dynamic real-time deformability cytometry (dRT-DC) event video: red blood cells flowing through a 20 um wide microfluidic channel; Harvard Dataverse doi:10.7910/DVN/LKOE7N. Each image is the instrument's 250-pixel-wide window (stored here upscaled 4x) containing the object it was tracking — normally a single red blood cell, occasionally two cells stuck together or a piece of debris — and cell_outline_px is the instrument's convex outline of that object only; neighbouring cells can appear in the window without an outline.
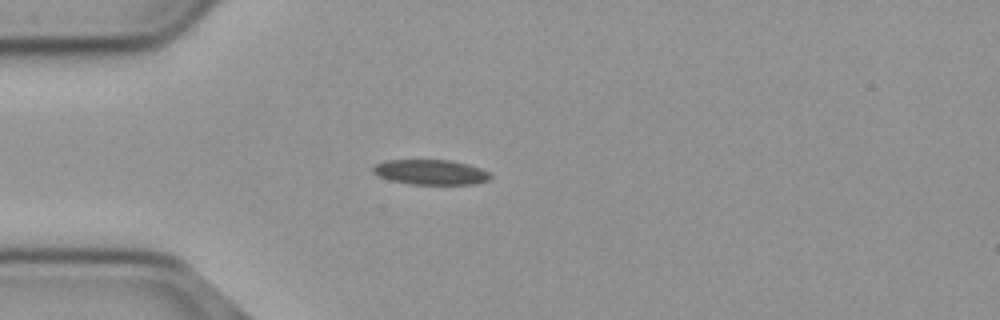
{"species": "common noctule bat (a hibernating species)", "species_latin": "Nyctalus noctula", "temperature_condition": "cold", "stored_images_in_passage": 41, "camera_frame_rate_fps": 3000, "um_per_image_px": 0.085, "animal": {"sex": "male", "body_mass_g": 23.1, "forearm_length_mm": 52.7}, "frame": {"image": 1, "passage_image": 1, "time_ms": 0.0, "image_size_px": [1000, 320], "cell_outline_px": [[492, 176], [488, 180], [472, 184], [408, 184], [376, 176], [372, 172], [372, 168], [376, 164], [384, 160], [448, 160], [468, 164], [480, 168], [488, 172]], "centroid_in_image_um": [36.56, 14.63], "position_along_channel_um": 48.4, "area_um2": 17.11}}
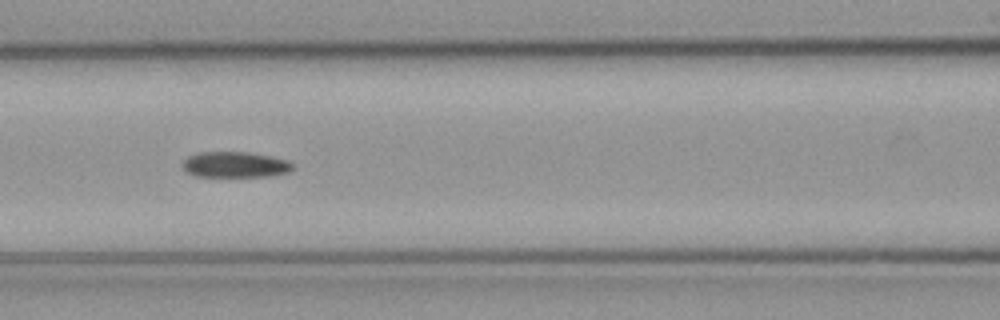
{"frame": {"image": 2, "passage_image": 10, "time_ms": 3.0, "image_size_px": [1000, 320], "cell_outline_px": [[292, 168], [288, 172], [272, 176], [196, 176], [188, 172], [184, 168], [184, 160], [188, 156], [200, 152], [244, 152], [268, 156], [288, 160], [292, 164]], "centroid_in_image_um": [19.99, 13.99], "position_along_channel_um": 146.6, "area_um2": 16.18}}
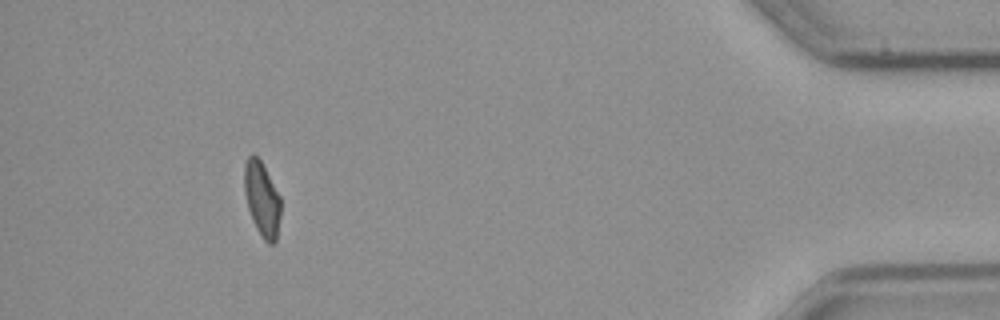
{"frame": {"image": 3, "passage_image": 37, "time_ms": 12.0, "image_size_px": [1000, 320], "cell_outline_px": [[280, 216], [276, 240], [272, 244], [268, 244], [264, 240], [256, 228], [252, 220], [248, 208], [244, 192], [244, 164], [248, 156], [252, 152], [260, 160], [280, 196]], "centroid_in_image_um": [22.25, 16.91], "position_along_channel_um": 413.0, "area_um2": 15.78}, "authors_computed_cell_mechanics": {"area_um2": 16.762, "velocity_mm_per_s": 3.699, "shape_relaxation_time_tau1_ms": null, "shape_relaxation_time_tau2_ms": 6.9607, "deformation_change_tau1": null, "deformation_change_tau2": 0.1336}}